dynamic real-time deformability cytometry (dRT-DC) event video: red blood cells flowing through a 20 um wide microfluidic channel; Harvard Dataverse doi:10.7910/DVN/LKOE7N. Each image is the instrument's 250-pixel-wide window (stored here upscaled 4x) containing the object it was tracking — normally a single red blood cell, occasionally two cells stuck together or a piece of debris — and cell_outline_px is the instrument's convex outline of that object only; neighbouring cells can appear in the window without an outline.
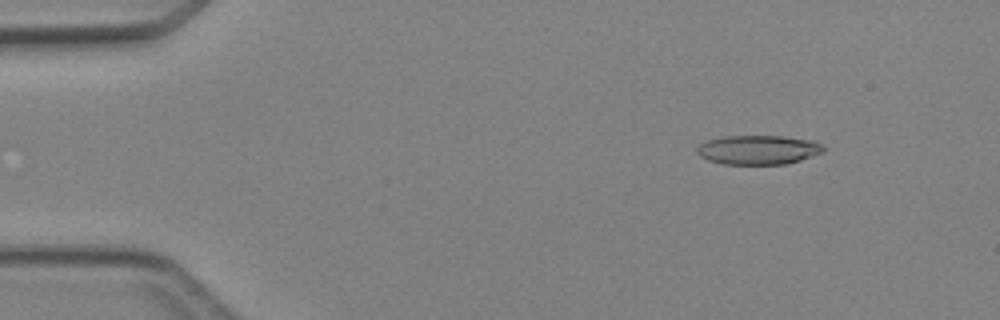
{"species": "Egyptian fruit bat (a non-hibernating species)", "species_latin": "Rousettus aegyptiacus", "temperature_condition": "cold", "stored_images_in_passage": 3, "camera_frame_rate_fps": 3000, "um_per_image_px": 0.085, "animal": {"sex": "female"}, "frame": {"image": 1, "passage_image": 1, "time_ms": 0.0, "image_size_px": [1000, 320], "cell_outline_px": [[824, 152], [800, 160], [784, 164], [724, 164], [708, 160], [700, 156], [696, 152], [696, 148], [700, 144], [708, 140], [720, 136], [784, 136], [816, 140], [824, 144]], "centroid_in_image_um": [64.48, 12.72], "position_along_channel_um": 20.5, "area_um2": 21.79}}
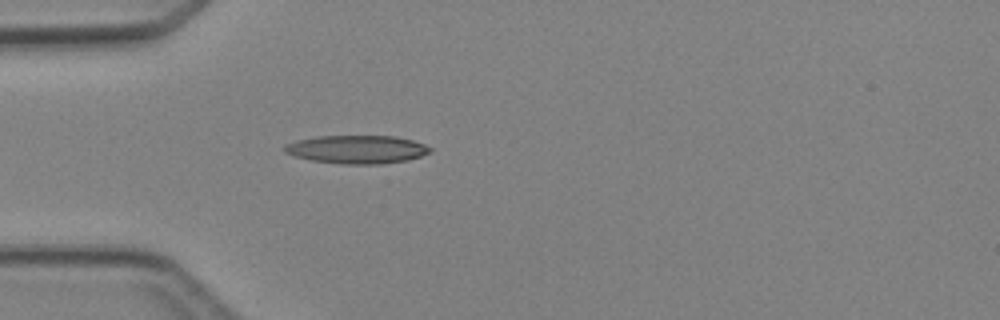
{"frame": {"image": 2, "passage_image": 3, "time_ms": 2.667, "image_size_px": [1000, 320], "cell_outline_px": [[432, 152], [408, 160], [380, 164], [344, 164], [312, 160], [296, 156], [284, 152], [284, 144], [296, 140], [316, 136], [396, 136], [412, 140], [424, 144], [432, 148]], "centroid_in_image_um": [30.35, 12.69], "position_along_channel_um": 54.7, "area_um2": 23.99}}